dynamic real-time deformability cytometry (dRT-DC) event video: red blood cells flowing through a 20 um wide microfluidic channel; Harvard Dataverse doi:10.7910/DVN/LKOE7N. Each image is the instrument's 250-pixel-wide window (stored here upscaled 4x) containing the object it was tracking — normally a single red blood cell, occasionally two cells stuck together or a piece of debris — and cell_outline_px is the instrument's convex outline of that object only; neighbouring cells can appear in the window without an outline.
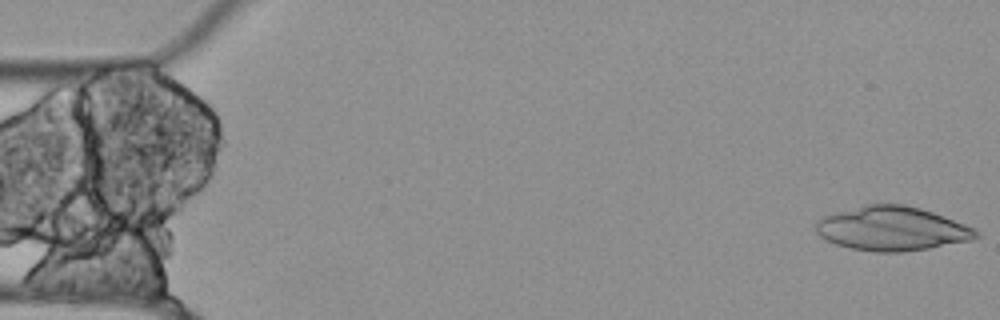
{"species": "Egyptian fruit bat (a non-hibernating species)", "species_latin": "Rousettus aegyptiacus", "temperature_condition": "cold", "stored_images_in_passage": 19, "segment_of_instrument_passage": [1, 2], "camera_frame_rate_fps": 3000, "um_per_image_px": 0.085, "animal": {"sex": "female"}, "frame": {"image": 1, "passage_image": 1, "time_ms": 0.0, "image_size_px": [1000, 320], "cell_outline_px": [[980, 236], [972, 240], [928, 248], [904, 252], [876, 252], [852, 248], [836, 244], [820, 236], [816, 232], [812, 224], [820, 216], [864, 204], [904, 204], [920, 208], [944, 216], [976, 228], [980, 232]], "centroid_in_image_um": [75.79, 19.42], "position_along_channel_um": 9.2, "area_um2": 41.56}}